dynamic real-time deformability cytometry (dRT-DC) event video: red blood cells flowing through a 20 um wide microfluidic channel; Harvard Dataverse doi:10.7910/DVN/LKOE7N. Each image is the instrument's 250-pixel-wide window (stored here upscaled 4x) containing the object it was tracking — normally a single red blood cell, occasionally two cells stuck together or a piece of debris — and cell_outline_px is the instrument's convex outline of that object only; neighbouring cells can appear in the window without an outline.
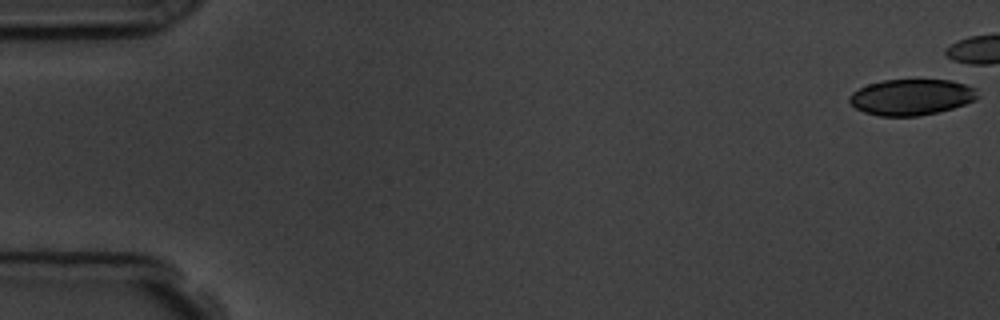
{"species": "common noctule bat (a hibernating species)", "species_latin": "Nyctalus noctula", "temperature_condition": "room temperature", "stored_images_in_passage": 5, "camera_frame_rate_fps": 3000, "um_per_image_px": 0.085, "animal": {"sex": "male", "body_mass_g": 19.5, "forearm_length_mm": 54.6}, "frame": {"image": 1, "passage_image": 1, "time_ms": 0.0, "image_size_px": [1000, 320], "cell_outline_px": [[980, 96], [976, 100], [952, 108], [936, 112], [916, 116], [880, 116], [864, 112], [856, 108], [848, 100], [848, 96], [852, 92], [868, 84], [884, 80], [952, 80], [976, 88]], "centroid_in_image_um": [77.48, 8.25], "position_along_channel_um": 7.5, "area_um2": 26.88}}
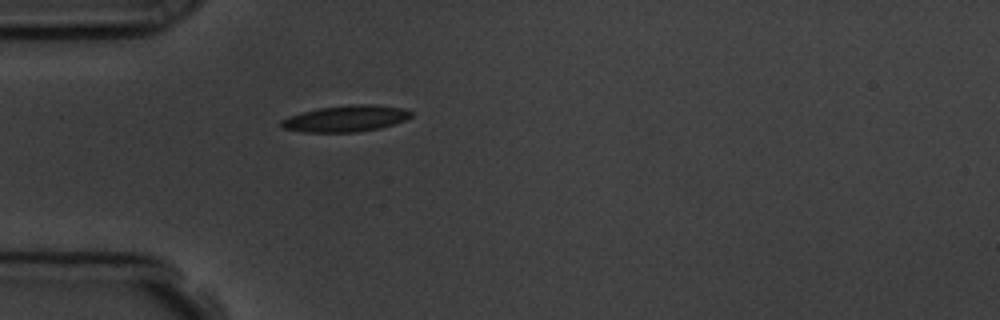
{"frame": {"image": 2, "passage_image": 5, "time_ms": 6.333, "image_size_px": [1000, 320], "cell_outline_px": [[412, 116], [404, 120], [380, 128], [356, 132], [304, 132], [284, 128], [280, 124], [280, 120], [288, 116], [300, 112], [320, 108], [352, 104], [376, 104], [404, 108], [412, 112]], "centroid_in_image_um": [29.39, 10.07], "position_along_channel_um": 55.6, "area_um2": 19.94}}